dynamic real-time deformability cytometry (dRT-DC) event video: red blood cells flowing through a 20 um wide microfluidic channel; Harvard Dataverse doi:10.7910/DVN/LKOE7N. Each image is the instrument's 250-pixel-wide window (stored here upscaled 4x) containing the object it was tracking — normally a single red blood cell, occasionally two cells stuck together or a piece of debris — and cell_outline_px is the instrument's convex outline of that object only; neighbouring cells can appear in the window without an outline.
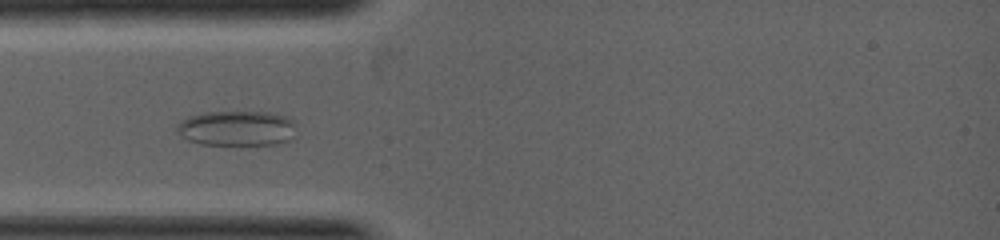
{"species": "common noctule bat (a hibernating species)", "species_latin": "Nyctalus noctula", "temperature_condition": "warm", "stored_images_in_passage": 14, "camera_frame_rate_fps": 5000, "um_per_image_px": 0.085, "animal": {"sex": "female", "body_mass_g": 19.0, "forearm_length_mm": 53.3}, "frame": {"image": 1, "passage_image": 3, "time_ms": 0.4, "image_size_px": [1000, 240], "cell_outline_px": [[292, 124], [288, 140], [280, 144], [200, 144], [188, 140], [176, 132], [176, 124], [180, 120], [188, 116], [204, 112], [268, 112], [288, 116], [292, 120]], "centroid_in_image_um": [20.02, 10.89], "position_along_channel_um": 65.0, "area_um2": 24.16}}
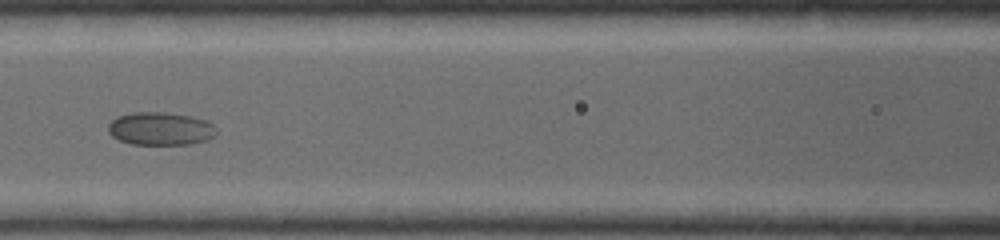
{"frame": {"image": 2, "passage_image": 10, "time_ms": 1.6, "image_size_px": [1000, 240], "cell_outline_px": [[216, 136], [204, 140], [188, 144], [132, 144], [120, 140], [112, 136], [108, 132], [108, 124], [116, 116], [132, 112], [164, 112], [192, 116], [208, 120], [216, 128]], "centroid_in_image_um": [13.63, 10.92], "position_along_channel_um": 153.0, "area_um2": 20.92}}
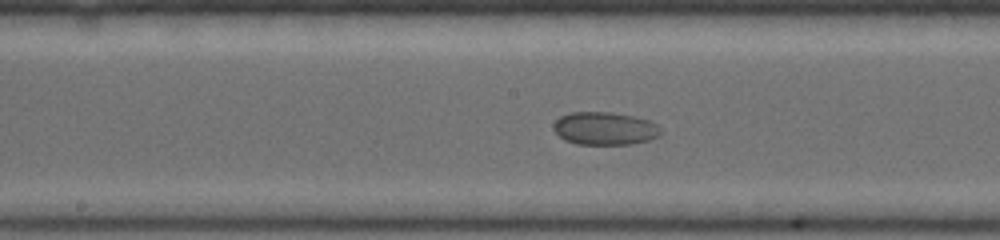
{"frame": {"image": 3, "passage_image": 13, "time_ms": 2.2, "image_size_px": [1000, 240], "cell_outline_px": [[664, 132], [660, 136], [648, 140], [632, 144], [576, 144], [564, 140], [552, 128], [552, 124], [560, 116], [572, 112], [608, 112], [632, 116], [648, 120], [656, 124]], "centroid_in_image_um": [51.4, 10.92], "position_along_channel_um": 196.8, "area_um2": 20.63}}